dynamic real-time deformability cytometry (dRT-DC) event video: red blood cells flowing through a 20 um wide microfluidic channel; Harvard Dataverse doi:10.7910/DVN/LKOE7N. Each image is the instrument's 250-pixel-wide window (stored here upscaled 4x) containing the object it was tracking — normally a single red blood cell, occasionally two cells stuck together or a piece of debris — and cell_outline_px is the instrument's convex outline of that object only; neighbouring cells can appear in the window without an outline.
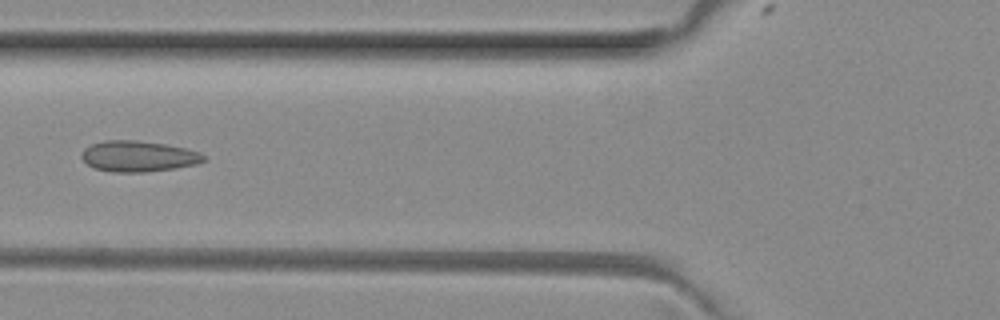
{"species": "common noctule bat (a hibernating species)", "species_latin": "Nyctalus noctula", "temperature_condition": "room temperature", "stored_images_in_passage": 6, "camera_frame_rate_fps": 3000, "um_per_image_px": 0.085, "animal": {"sex": "female", "body_mass_g": 29.2, "forearm_length_mm": 56.3}, "frame": {"image": 1, "passage_image": 5, "time_ms": 1.333, "image_size_px": [1000, 320], "cell_outline_px": [[208, 160], [196, 164], [176, 168], [144, 172], [112, 172], [96, 168], [88, 164], [80, 156], [84, 148], [92, 144], [104, 140], [136, 140], [164, 144], [184, 148], [200, 152], [208, 156]], "centroid_in_image_um": [11.8, 13.28], "position_along_channel_um": 114.0, "area_um2": 22.02}}
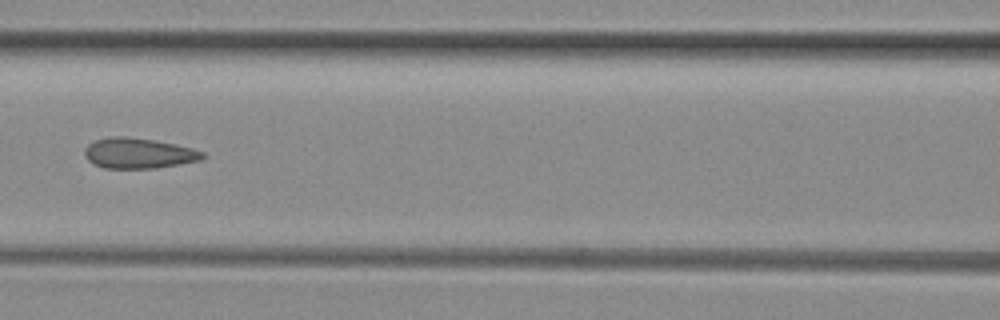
{"frame": {"image": 2, "passage_image": 6, "time_ms": 1.667, "image_size_px": [1000, 320], "cell_outline_px": [[208, 156], [200, 160], [180, 164], [156, 168], [104, 168], [92, 164], [84, 156], [84, 148], [88, 144], [96, 140], [112, 136], [124, 136], [152, 140], [192, 148], [204, 152]], "centroid_in_image_um": [11.76, 13.03], "position_along_channel_um": 154.8, "area_um2": 20.92}}